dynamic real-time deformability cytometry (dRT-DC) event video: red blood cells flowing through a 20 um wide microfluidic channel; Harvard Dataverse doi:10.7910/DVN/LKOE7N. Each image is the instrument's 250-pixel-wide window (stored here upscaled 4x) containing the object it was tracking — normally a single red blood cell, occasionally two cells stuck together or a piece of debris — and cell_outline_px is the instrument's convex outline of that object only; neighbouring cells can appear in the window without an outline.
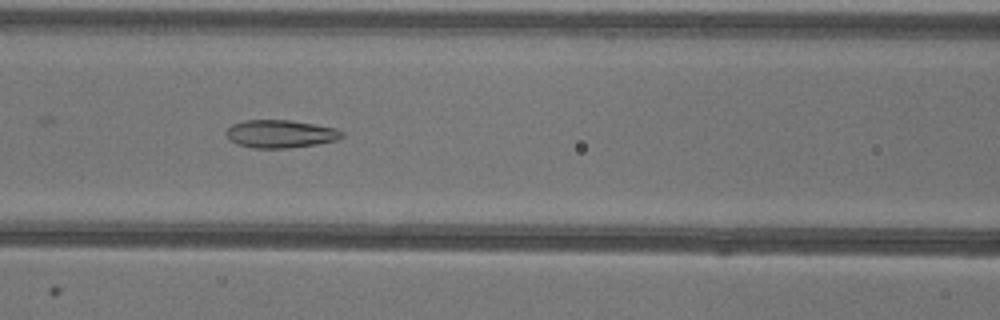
{"species": "common noctule bat (a hibernating species)", "species_latin": "Nyctalus noctula", "temperature_condition": "warm", "stored_images_in_passage": 49, "camera_frame_rate_fps": 3000, "um_per_image_px": 0.085, "animal": {"sex": "female"}, "frame": {"image": 1, "passage_image": 21, "time_ms": 6.667, "image_size_px": [1000, 320], "cell_outline_px": [[344, 136], [336, 140], [316, 144], [288, 148], [252, 148], [236, 144], [228, 140], [224, 132], [232, 124], [244, 120], [288, 120], [336, 128], [344, 132]], "centroid_in_image_um": [23.79, 11.38], "position_along_channel_um": 142.8, "area_um2": 18.9}}
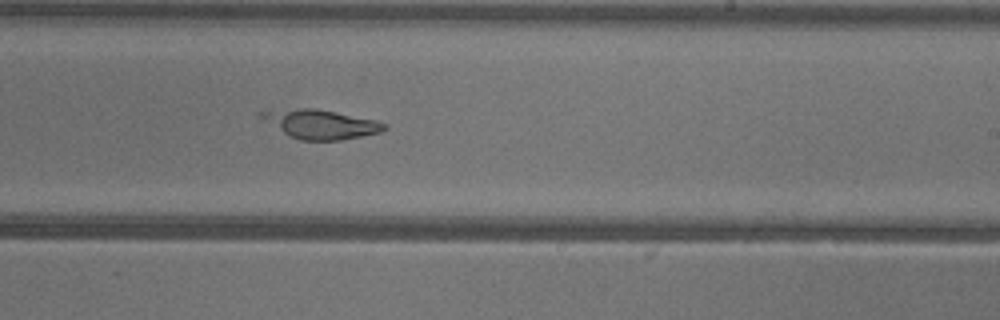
{"frame": {"image": 2, "passage_image": 30, "time_ms": 9.667, "image_size_px": [1000, 320], "cell_outline_px": [[388, 128], [380, 132], [340, 140], [300, 140], [284, 132], [260, 116], [256, 112], [300, 108], [316, 108], [376, 120], [388, 124]], "centroid_in_image_um": [27.33, 10.54], "position_along_channel_um": 261.7, "area_um2": 20.35}}
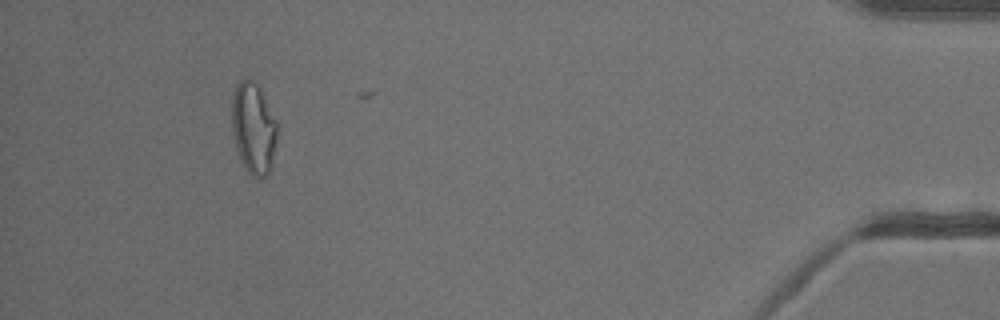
{"frame": {"image": 3, "passage_image": 47, "time_ms": 15.333, "image_size_px": [1000, 320], "cell_outline_px": [[276, 140], [272, 168], [260, 180], [252, 176], [248, 172], [240, 160], [232, 132], [232, 92], [236, 84], [240, 80], [252, 80], [260, 88], [276, 120]], "centroid_in_image_um": [21.53, 10.92], "position_along_channel_um": 413.7, "area_um2": 24.16}, "authors_computed_cell_mechanics": {"area_um2": 19.0162, "velocity_mm_per_s": 3.9438, "shape_relaxation_time_tau1_ms": null, "shape_relaxation_time_tau2_ms": 1.6009, "deformation_change_tau1": null, "deformation_change_tau2": 0.0826}}